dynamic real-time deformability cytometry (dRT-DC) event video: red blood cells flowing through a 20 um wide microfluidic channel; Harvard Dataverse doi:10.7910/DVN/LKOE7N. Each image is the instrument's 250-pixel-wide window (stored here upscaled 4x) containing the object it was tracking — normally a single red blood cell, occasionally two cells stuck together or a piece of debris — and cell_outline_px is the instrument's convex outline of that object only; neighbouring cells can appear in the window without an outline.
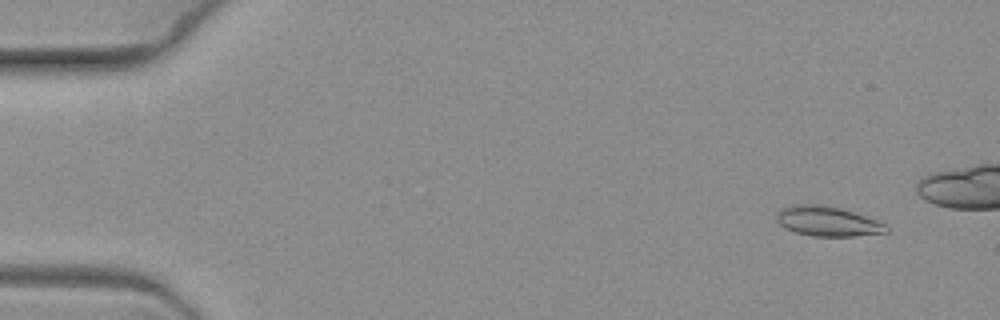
{"species": "common noctule bat (a hibernating species)", "species_latin": "Nyctalus noctula", "temperature_condition": "warm", "stored_images_in_passage": 6, "camera_frame_rate_fps": 3000, "um_per_image_px": 0.085, "animal": {"sex": "female", "body_mass_g": 19.3, "forearm_length_mm": 54.1}, "frame": {"image": 1, "passage_image": 1, "time_ms": 0.0, "image_size_px": [1000, 320], "cell_outline_px": [[888, 232], [856, 236], [812, 236], [796, 232], [780, 224], [776, 220], [776, 216], [784, 208], [800, 204], [820, 204], [840, 208], [876, 220], [884, 224], [888, 228]], "centroid_in_image_um": [70.37, 18.82], "position_along_channel_um": 14.6, "area_um2": 18.61}}